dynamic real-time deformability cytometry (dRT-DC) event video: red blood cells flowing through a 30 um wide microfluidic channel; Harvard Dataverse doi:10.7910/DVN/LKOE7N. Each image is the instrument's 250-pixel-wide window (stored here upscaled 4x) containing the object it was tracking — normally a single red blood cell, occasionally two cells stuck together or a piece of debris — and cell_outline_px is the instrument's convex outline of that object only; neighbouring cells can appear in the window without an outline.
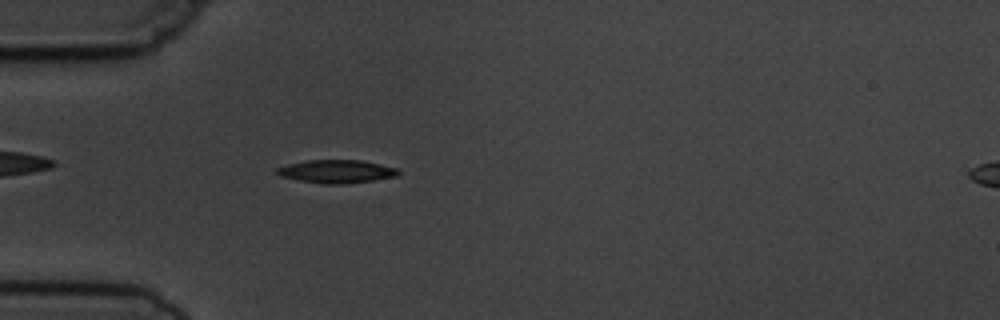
{"species": "common noctule bat (a hibernating species)", "species_latin": "Nyctalus noctula", "temperature_condition": "cold", "stored_images_in_passage": 3, "camera_frame_rate_fps": 3000, "um_per_image_px": 0.085, "animal": {"sex": "male", "body_mass_g": 19.5, "forearm_length_mm": 54.6}, "frame": {"image": 1, "passage_image": 3, "time_ms": 2.333, "image_size_px": [1000, 320], "cell_outline_px": [[400, 172], [396, 176], [372, 180], [344, 184], [324, 184], [300, 180], [280, 176], [276, 172], [276, 168], [288, 164], [308, 160], [360, 160], [380, 164], [396, 168]], "centroid_in_image_um": [28.59, 14.57], "position_along_channel_um": 56.4, "area_um2": 16.18}}